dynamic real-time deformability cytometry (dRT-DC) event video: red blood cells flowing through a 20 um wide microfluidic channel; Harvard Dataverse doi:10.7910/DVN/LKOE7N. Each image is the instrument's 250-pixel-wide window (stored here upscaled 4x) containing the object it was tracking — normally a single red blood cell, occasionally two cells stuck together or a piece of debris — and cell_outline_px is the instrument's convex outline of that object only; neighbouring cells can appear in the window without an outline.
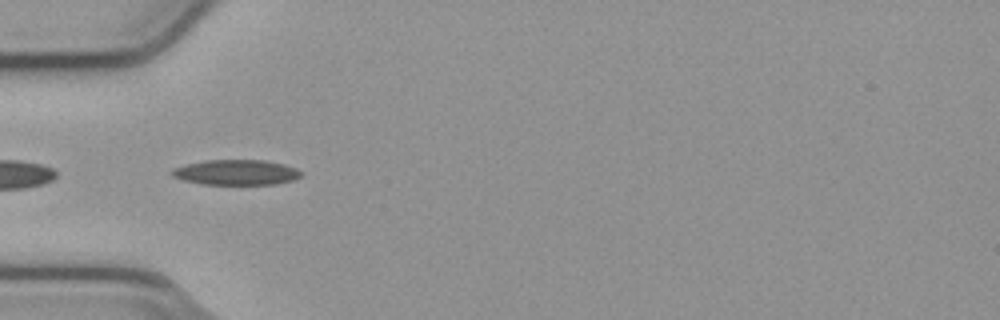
{"species": "common noctule bat (a hibernating species)", "species_latin": "Nyctalus noctula", "temperature_condition": "cold", "stored_images_in_passage": 15, "camera_frame_rate_fps": 3000, "um_per_image_px": 0.085, "animal": {"sex": "male", "body_mass_g": 23.1, "forearm_length_mm": 52.7}, "frame": {"image": 1, "passage_image": 11, "time_ms": 3.333, "image_size_px": [1000, 320], "cell_outline_px": [[300, 176], [292, 180], [276, 184], [200, 184], [184, 180], [172, 176], [168, 172], [172, 168], [184, 164], [204, 160], [264, 160], [284, 164], [296, 168], [300, 172]], "centroid_in_image_um": [20.0, 14.64], "position_along_channel_um": 65.0, "area_um2": 19.07}}